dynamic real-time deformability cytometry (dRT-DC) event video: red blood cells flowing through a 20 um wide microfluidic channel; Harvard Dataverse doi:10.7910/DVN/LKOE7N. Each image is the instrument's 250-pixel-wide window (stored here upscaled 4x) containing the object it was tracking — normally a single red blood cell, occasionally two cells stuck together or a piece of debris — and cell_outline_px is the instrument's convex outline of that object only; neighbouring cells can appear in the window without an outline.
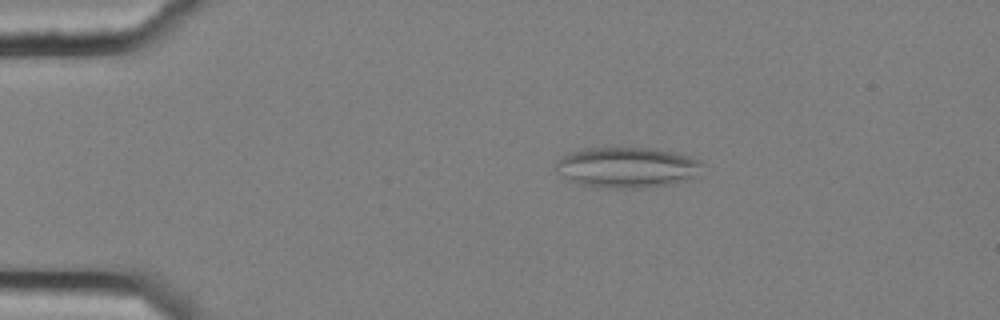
{"species": "common noctule bat (a hibernating species)", "species_latin": "Nyctalus noctula", "temperature_condition": "cold", "stored_images_in_passage": 4, "camera_frame_rate_fps": 3000, "um_per_image_px": 0.085, "animal": {"sex": "female", "body_mass_g": 25.1}, "frame": {"image": 1, "passage_image": 1, "time_ms": 0.0, "image_size_px": [1000, 320], "cell_outline_px": [[700, 164], [692, 176], [684, 180], [672, 184], [648, 188], [600, 188], [580, 184], [568, 180], [556, 172], [552, 168], [552, 164], [556, 160], [572, 152], [584, 148], [656, 148], [676, 152], [700, 160]], "centroid_in_image_um": [53.18, 14.23], "position_along_channel_um": 31.8, "area_um2": 34.74}}